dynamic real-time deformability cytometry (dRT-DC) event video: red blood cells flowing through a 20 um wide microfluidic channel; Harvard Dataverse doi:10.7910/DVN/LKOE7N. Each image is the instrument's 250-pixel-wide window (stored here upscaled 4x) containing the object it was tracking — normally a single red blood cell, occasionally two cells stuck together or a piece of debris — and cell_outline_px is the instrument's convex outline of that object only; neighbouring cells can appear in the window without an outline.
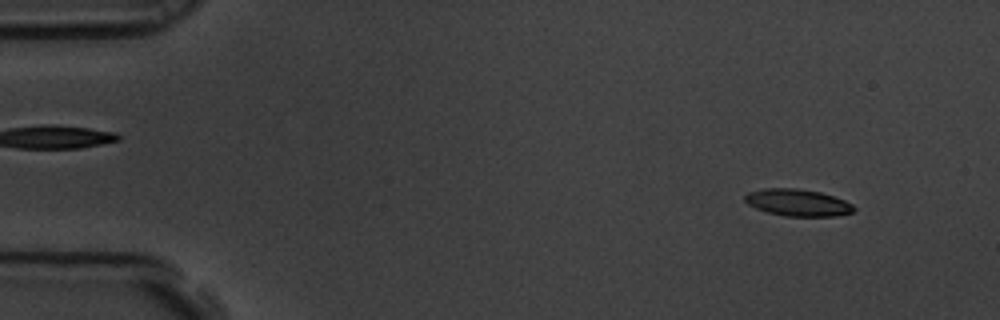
{"species": "common noctule bat (a hibernating species)", "species_latin": "Nyctalus noctula", "temperature_condition": "room temperature", "stored_images_in_passage": 58, "camera_frame_rate_fps": 3000, "um_per_image_px": 0.085, "animal": {"sex": "male", "body_mass_g": 19.5, "forearm_length_mm": 54.6}, "frame": {"image": 1, "passage_image": 5, "time_ms": 1.333, "image_size_px": [1000, 320], "cell_outline_px": [[856, 208], [852, 212], [836, 216], [784, 216], [768, 212], [756, 208], [748, 204], [744, 200], [744, 196], [748, 192], [764, 188], [796, 188], [820, 192], [844, 200], [852, 204]], "centroid_in_image_um": [67.79, 17.22], "position_along_channel_um": 17.2, "area_um2": 17.05}}
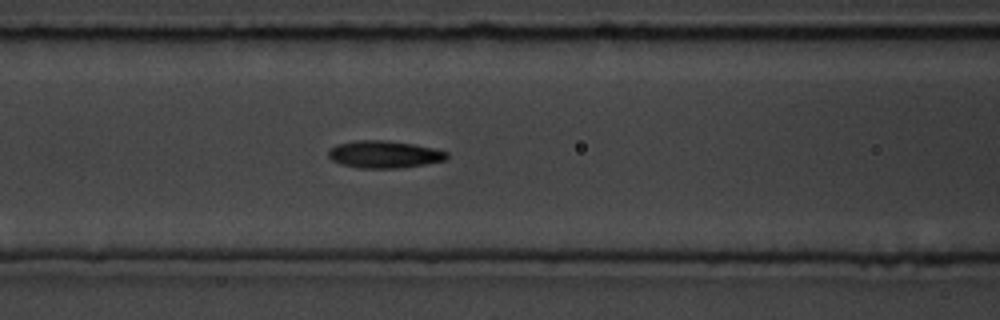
{"frame": {"image": 2, "passage_image": 24, "time_ms": 7.667, "image_size_px": [1000, 320], "cell_outline_px": [[448, 156], [444, 160], [424, 164], [400, 168], [360, 168], [340, 164], [332, 160], [328, 156], [328, 148], [336, 144], [356, 140], [388, 140], [412, 144], [432, 148], [448, 152]], "centroid_in_image_um": [32.6, 13.11], "position_along_channel_um": 134.0, "area_um2": 18.84}}
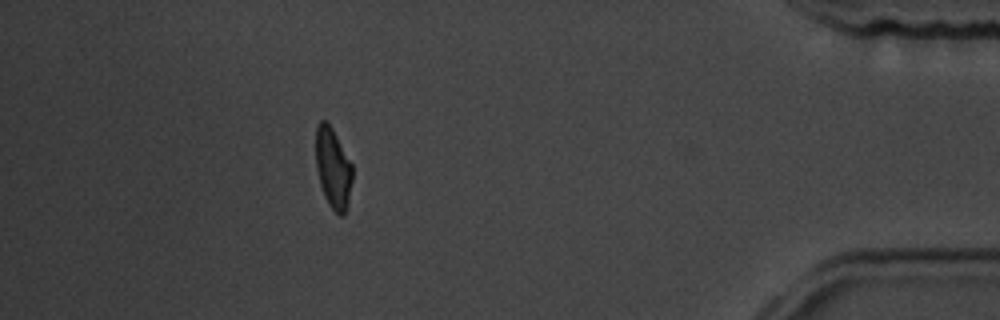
{"frame": {"image": 3, "passage_image": 52, "time_ms": 17.0, "image_size_px": [1000, 320], "cell_outline_px": [[352, 180], [348, 200], [344, 216], [340, 216], [328, 204], [324, 196], [320, 184], [316, 168], [316, 124], [320, 120], [324, 120], [332, 128], [352, 164]], "centroid_in_image_um": [28.29, 14.29], "position_along_channel_um": 406.9, "area_um2": 17.05}, "authors_computed_cell_mechanics": {"area_um2": 18.0914, "velocity_mm_per_s": 3.4718, "shape_relaxation_time_tau1_ms": 4.2394, "shape_relaxation_time_tau2_ms": 2.6277, "deformation_change_tau1": 0.131, "deformation_change_tau2": 0.1009}}